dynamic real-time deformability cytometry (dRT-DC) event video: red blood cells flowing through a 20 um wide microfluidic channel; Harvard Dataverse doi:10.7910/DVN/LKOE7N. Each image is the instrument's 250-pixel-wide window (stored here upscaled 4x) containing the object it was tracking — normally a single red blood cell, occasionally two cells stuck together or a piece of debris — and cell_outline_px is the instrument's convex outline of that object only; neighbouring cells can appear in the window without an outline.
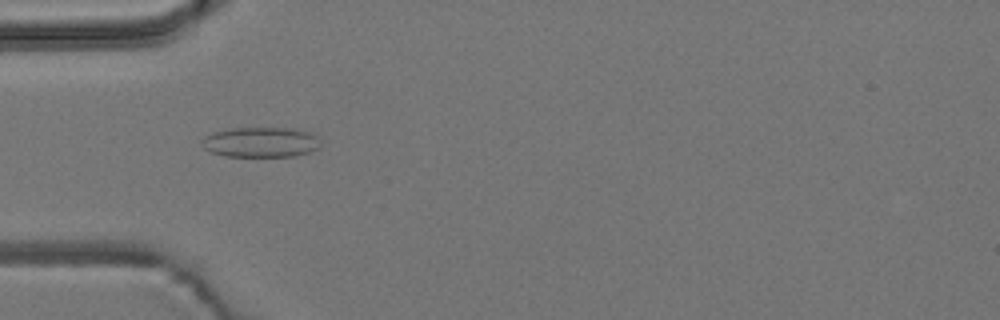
{"species": "common noctule bat (a hibernating species)", "species_latin": "Nyctalus noctula", "temperature_condition": "room temperature", "stored_images_in_passage": 9, "camera_frame_rate_fps": 3000, "um_per_image_px": 0.085, "animal": {"sex": "male", "body_mass_g": 19.2, "forearm_length_mm": 51.8}, "frame": {"image": 1, "passage_image": 4, "time_ms": 4.333, "image_size_px": [1000, 320], "cell_outline_px": [[320, 148], [296, 156], [224, 156], [212, 152], [204, 148], [200, 144], [200, 140], [204, 136], [212, 132], [232, 128], [296, 128], [308, 132], [316, 136], [320, 144]], "centroid_in_image_um": [22.13, 12.08], "position_along_channel_um": 62.9, "area_um2": 20.98}}
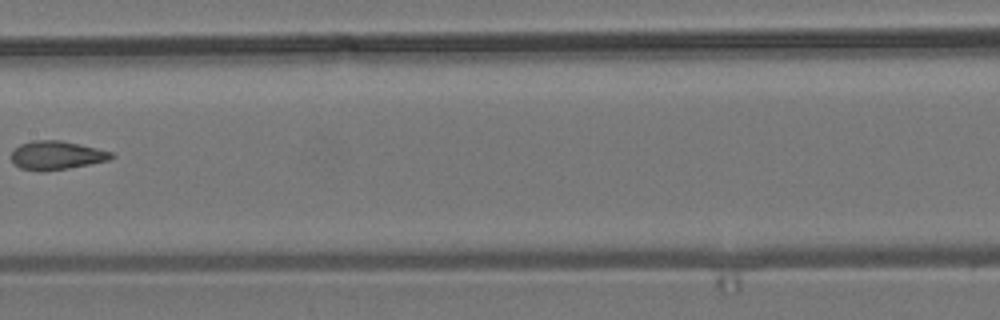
{"frame": {"image": 2, "passage_image": 7, "time_ms": 8.0, "image_size_px": [1000, 320], "cell_outline_px": [[116, 156], [108, 160], [68, 168], [20, 168], [12, 160], [12, 152], [20, 144], [32, 140], [60, 140], [96, 148], [112, 152]], "centroid_in_image_um": [4.85, 13.15], "position_along_channel_um": 202.6, "area_um2": 15.84}}
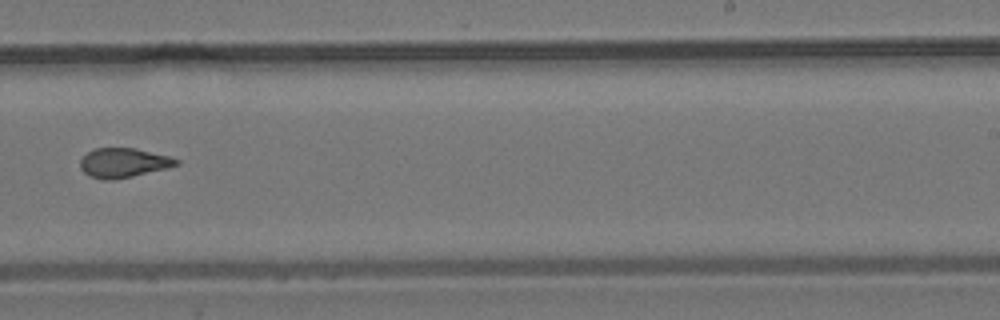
{"frame": {"image": 3, "passage_image": 9, "time_ms": 10.0, "image_size_px": [1000, 320], "cell_outline_px": [[180, 164], [168, 168], [116, 180], [104, 180], [88, 176], [80, 168], [80, 160], [88, 152], [96, 148], [136, 148], [168, 156], [180, 160]], "centroid_in_image_um": [10.5, 13.85], "position_along_channel_um": 278.5, "area_um2": 16.59}}